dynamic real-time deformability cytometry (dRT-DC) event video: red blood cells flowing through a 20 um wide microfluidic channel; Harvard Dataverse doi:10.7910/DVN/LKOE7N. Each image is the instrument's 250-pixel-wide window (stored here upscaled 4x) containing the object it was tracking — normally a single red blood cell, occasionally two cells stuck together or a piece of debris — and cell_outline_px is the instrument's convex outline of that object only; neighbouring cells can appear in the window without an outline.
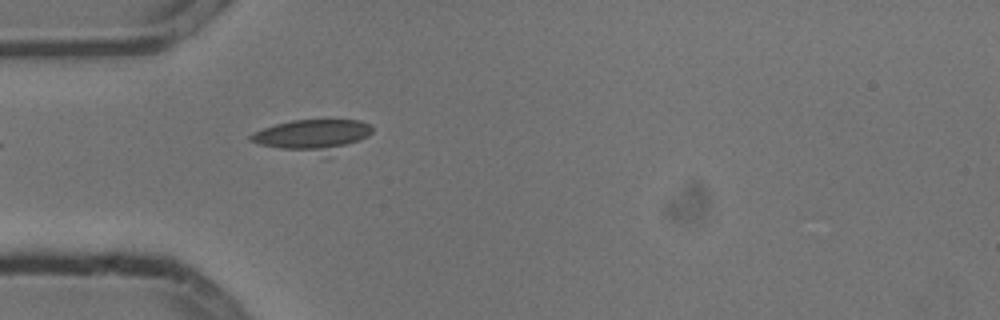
{"species": "common noctule bat (a hibernating species)", "species_latin": "Nyctalus noctula", "temperature_condition": "cold", "stored_images_in_passage": 1, "camera_frame_rate_fps": 3000, "um_per_image_px": 0.085, "animal": {"sex": "male", "body_mass_g": 13.3}, "frame": {"image": 1, "passage_image": 1, "time_ms": 0.0, "image_size_px": [1000, 320], "cell_outline_px": [[372, 132], [368, 136], [344, 144], [320, 148], [280, 148], [260, 144], [248, 140], [248, 136], [252, 132], [276, 124], [292, 120], [360, 120], [368, 124], [372, 128]], "centroid_in_image_um": [26.45, 11.36], "position_along_channel_um": 58.6, "area_um2": 19.83}}